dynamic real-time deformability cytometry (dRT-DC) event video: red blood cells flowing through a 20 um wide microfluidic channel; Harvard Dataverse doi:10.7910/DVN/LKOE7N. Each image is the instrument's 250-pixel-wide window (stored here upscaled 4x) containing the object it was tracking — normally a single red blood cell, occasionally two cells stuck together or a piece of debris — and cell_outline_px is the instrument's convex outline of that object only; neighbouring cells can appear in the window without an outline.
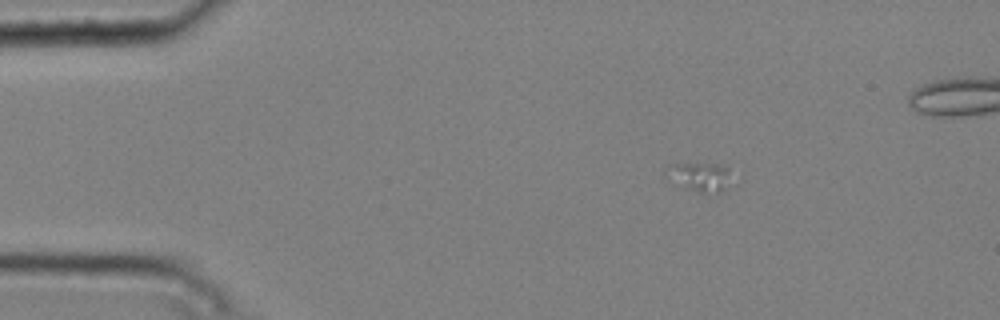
{"species": "common noctule bat (a hibernating species)", "species_latin": "Nyctalus noctula", "temperature_condition": "cold", "stored_images_in_passage": 4, "camera_frame_rate_fps": 3000, "um_per_image_px": 0.085, "animal": {"sex": "male", "body_mass_g": 20.4}, "frame": {"image": 1, "passage_image": 2, "time_ms": 0.333, "image_size_px": [1000, 320], "cell_outline_px": [[728, 172], [724, 188], [720, 192], [700, 192], [684, 188], [664, 176], [664, 172], [676, 164], [716, 164], [728, 168]], "centroid_in_image_um": [59.4, 15.03], "position_along_channel_um": 25.6, "area_um2": 10.35}}